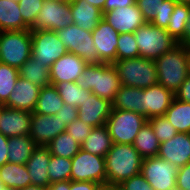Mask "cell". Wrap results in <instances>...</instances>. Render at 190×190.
Here are the masks:
<instances>
[{"mask_svg":"<svg viewBox=\"0 0 190 190\" xmlns=\"http://www.w3.org/2000/svg\"><path fill=\"white\" fill-rule=\"evenodd\" d=\"M143 158L132 144L113 143L105 156L106 186L120 185L140 173Z\"/></svg>","mask_w":190,"mask_h":190,"instance_id":"cell-1","label":"cell"},{"mask_svg":"<svg viewBox=\"0 0 190 190\" xmlns=\"http://www.w3.org/2000/svg\"><path fill=\"white\" fill-rule=\"evenodd\" d=\"M77 84L111 103L122 86L117 68L109 63L87 64Z\"/></svg>","mask_w":190,"mask_h":190,"instance_id":"cell-2","label":"cell"},{"mask_svg":"<svg viewBox=\"0 0 190 190\" xmlns=\"http://www.w3.org/2000/svg\"><path fill=\"white\" fill-rule=\"evenodd\" d=\"M188 59L189 49L179 44L159 56L154 61L158 83L176 93L188 76Z\"/></svg>","mask_w":190,"mask_h":190,"instance_id":"cell-3","label":"cell"},{"mask_svg":"<svg viewBox=\"0 0 190 190\" xmlns=\"http://www.w3.org/2000/svg\"><path fill=\"white\" fill-rule=\"evenodd\" d=\"M123 86L148 88L158 83L156 64L153 60L138 57L122 59L113 64Z\"/></svg>","mask_w":190,"mask_h":190,"instance_id":"cell-4","label":"cell"},{"mask_svg":"<svg viewBox=\"0 0 190 190\" xmlns=\"http://www.w3.org/2000/svg\"><path fill=\"white\" fill-rule=\"evenodd\" d=\"M134 37L140 57L153 61L178 45L166 29L156 27L150 22L139 27L134 32Z\"/></svg>","mask_w":190,"mask_h":190,"instance_id":"cell-5","label":"cell"},{"mask_svg":"<svg viewBox=\"0 0 190 190\" xmlns=\"http://www.w3.org/2000/svg\"><path fill=\"white\" fill-rule=\"evenodd\" d=\"M31 56V29L0 31V63L19 69Z\"/></svg>","mask_w":190,"mask_h":190,"instance_id":"cell-6","label":"cell"},{"mask_svg":"<svg viewBox=\"0 0 190 190\" xmlns=\"http://www.w3.org/2000/svg\"><path fill=\"white\" fill-rule=\"evenodd\" d=\"M146 122L147 118L142 114L112 108L106 126L113 143L133 144L139 130Z\"/></svg>","mask_w":190,"mask_h":190,"instance_id":"cell-7","label":"cell"},{"mask_svg":"<svg viewBox=\"0 0 190 190\" xmlns=\"http://www.w3.org/2000/svg\"><path fill=\"white\" fill-rule=\"evenodd\" d=\"M69 53L81 57L87 64L101 63L94 45L92 31L83 30L77 25H69L55 31Z\"/></svg>","mask_w":190,"mask_h":190,"instance_id":"cell-8","label":"cell"},{"mask_svg":"<svg viewBox=\"0 0 190 190\" xmlns=\"http://www.w3.org/2000/svg\"><path fill=\"white\" fill-rule=\"evenodd\" d=\"M71 162V181H92L106 186L105 157L80 149Z\"/></svg>","mask_w":190,"mask_h":190,"instance_id":"cell-9","label":"cell"},{"mask_svg":"<svg viewBox=\"0 0 190 190\" xmlns=\"http://www.w3.org/2000/svg\"><path fill=\"white\" fill-rule=\"evenodd\" d=\"M178 167L158 156L144 158L140 173L154 190H176Z\"/></svg>","mask_w":190,"mask_h":190,"instance_id":"cell-10","label":"cell"},{"mask_svg":"<svg viewBox=\"0 0 190 190\" xmlns=\"http://www.w3.org/2000/svg\"><path fill=\"white\" fill-rule=\"evenodd\" d=\"M73 24L69 1H44L31 30L58 31Z\"/></svg>","mask_w":190,"mask_h":190,"instance_id":"cell-11","label":"cell"},{"mask_svg":"<svg viewBox=\"0 0 190 190\" xmlns=\"http://www.w3.org/2000/svg\"><path fill=\"white\" fill-rule=\"evenodd\" d=\"M32 57L42 65L52 64L68 51L53 30H31Z\"/></svg>","mask_w":190,"mask_h":190,"instance_id":"cell-12","label":"cell"},{"mask_svg":"<svg viewBox=\"0 0 190 190\" xmlns=\"http://www.w3.org/2000/svg\"><path fill=\"white\" fill-rule=\"evenodd\" d=\"M66 126L65 122L55 115L32 112L30 136L37 146H47L58 134L65 132Z\"/></svg>","mask_w":190,"mask_h":190,"instance_id":"cell-13","label":"cell"},{"mask_svg":"<svg viewBox=\"0 0 190 190\" xmlns=\"http://www.w3.org/2000/svg\"><path fill=\"white\" fill-rule=\"evenodd\" d=\"M103 19L119 34L134 33L147 23L137 4L106 12Z\"/></svg>","mask_w":190,"mask_h":190,"instance_id":"cell-14","label":"cell"},{"mask_svg":"<svg viewBox=\"0 0 190 190\" xmlns=\"http://www.w3.org/2000/svg\"><path fill=\"white\" fill-rule=\"evenodd\" d=\"M94 45L101 63L114 64L117 61V45L119 33L103 18L92 31Z\"/></svg>","mask_w":190,"mask_h":190,"instance_id":"cell-15","label":"cell"},{"mask_svg":"<svg viewBox=\"0 0 190 190\" xmlns=\"http://www.w3.org/2000/svg\"><path fill=\"white\" fill-rule=\"evenodd\" d=\"M87 63L79 56L67 52L50 67V85L77 82Z\"/></svg>","mask_w":190,"mask_h":190,"instance_id":"cell-16","label":"cell"},{"mask_svg":"<svg viewBox=\"0 0 190 190\" xmlns=\"http://www.w3.org/2000/svg\"><path fill=\"white\" fill-rule=\"evenodd\" d=\"M31 112L6 107L0 108V133L6 137L30 135Z\"/></svg>","mask_w":190,"mask_h":190,"instance_id":"cell-17","label":"cell"},{"mask_svg":"<svg viewBox=\"0 0 190 190\" xmlns=\"http://www.w3.org/2000/svg\"><path fill=\"white\" fill-rule=\"evenodd\" d=\"M175 98V93L157 83L144 88L143 116L147 119L154 116H164Z\"/></svg>","mask_w":190,"mask_h":190,"instance_id":"cell-18","label":"cell"},{"mask_svg":"<svg viewBox=\"0 0 190 190\" xmlns=\"http://www.w3.org/2000/svg\"><path fill=\"white\" fill-rule=\"evenodd\" d=\"M158 157L178 168L190 162V133H177L171 140L160 143Z\"/></svg>","mask_w":190,"mask_h":190,"instance_id":"cell-19","label":"cell"},{"mask_svg":"<svg viewBox=\"0 0 190 190\" xmlns=\"http://www.w3.org/2000/svg\"><path fill=\"white\" fill-rule=\"evenodd\" d=\"M40 89L35 83H31L19 76L12 93L3 105L32 113L36 107Z\"/></svg>","mask_w":190,"mask_h":190,"instance_id":"cell-20","label":"cell"},{"mask_svg":"<svg viewBox=\"0 0 190 190\" xmlns=\"http://www.w3.org/2000/svg\"><path fill=\"white\" fill-rule=\"evenodd\" d=\"M77 109L80 120L92 127H98L106 124L112 103L92 93L91 96H86L83 104Z\"/></svg>","mask_w":190,"mask_h":190,"instance_id":"cell-21","label":"cell"},{"mask_svg":"<svg viewBox=\"0 0 190 190\" xmlns=\"http://www.w3.org/2000/svg\"><path fill=\"white\" fill-rule=\"evenodd\" d=\"M176 0H136L146 22L167 29Z\"/></svg>","mask_w":190,"mask_h":190,"instance_id":"cell-22","label":"cell"},{"mask_svg":"<svg viewBox=\"0 0 190 190\" xmlns=\"http://www.w3.org/2000/svg\"><path fill=\"white\" fill-rule=\"evenodd\" d=\"M50 158L51 153L47 146H37L33 150L25 164L30 175L31 185L49 186L48 165Z\"/></svg>","mask_w":190,"mask_h":190,"instance_id":"cell-23","label":"cell"},{"mask_svg":"<svg viewBox=\"0 0 190 190\" xmlns=\"http://www.w3.org/2000/svg\"><path fill=\"white\" fill-rule=\"evenodd\" d=\"M73 24L86 31H93L103 18L102 10L85 0L70 1Z\"/></svg>","mask_w":190,"mask_h":190,"instance_id":"cell-24","label":"cell"},{"mask_svg":"<svg viewBox=\"0 0 190 190\" xmlns=\"http://www.w3.org/2000/svg\"><path fill=\"white\" fill-rule=\"evenodd\" d=\"M31 29L20 14L18 1L0 0V31Z\"/></svg>","mask_w":190,"mask_h":190,"instance_id":"cell-25","label":"cell"},{"mask_svg":"<svg viewBox=\"0 0 190 190\" xmlns=\"http://www.w3.org/2000/svg\"><path fill=\"white\" fill-rule=\"evenodd\" d=\"M143 96L144 89L122 85L112 103V108L143 115Z\"/></svg>","mask_w":190,"mask_h":190,"instance_id":"cell-26","label":"cell"},{"mask_svg":"<svg viewBox=\"0 0 190 190\" xmlns=\"http://www.w3.org/2000/svg\"><path fill=\"white\" fill-rule=\"evenodd\" d=\"M113 142L109 134L106 124L98 127H93L88 137L81 145V149L105 157L112 148Z\"/></svg>","mask_w":190,"mask_h":190,"instance_id":"cell-27","label":"cell"},{"mask_svg":"<svg viewBox=\"0 0 190 190\" xmlns=\"http://www.w3.org/2000/svg\"><path fill=\"white\" fill-rule=\"evenodd\" d=\"M0 182L7 187L20 190L31 185L25 164L5 163L0 167Z\"/></svg>","mask_w":190,"mask_h":190,"instance_id":"cell-28","label":"cell"},{"mask_svg":"<svg viewBox=\"0 0 190 190\" xmlns=\"http://www.w3.org/2000/svg\"><path fill=\"white\" fill-rule=\"evenodd\" d=\"M37 147L30 135L8 138V162L26 164Z\"/></svg>","mask_w":190,"mask_h":190,"instance_id":"cell-29","label":"cell"},{"mask_svg":"<svg viewBox=\"0 0 190 190\" xmlns=\"http://www.w3.org/2000/svg\"><path fill=\"white\" fill-rule=\"evenodd\" d=\"M132 145L143 159L158 156L160 142L148 122L139 130Z\"/></svg>","mask_w":190,"mask_h":190,"instance_id":"cell-30","label":"cell"},{"mask_svg":"<svg viewBox=\"0 0 190 190\" xmlns=\"http://www.w3.org/2000/svg\"><path fill=\"white\" fill-rule=\"evenodd\" d=\"M19 76L40 88L50 85V67L42 65L32 56L19 68Z\"/></svg>","mask_w":190,"mask_h":190,"instance_id":"cell-31","label":"cell"},{"mask_svg":"<svg viewBox=\"0 0 190 190\" xmlns=\"http://www.w3.org/2000/svg\"><path fill=\"white\" fill-rule=\"evenodd\" d=\"M164 116L178 133H190V103L174 98Z\"/></svg>","mask_w":190,"mask_h":190,"instance_id":"cell-32","label":"cell"},{"mask_svg":"<svg viewBox=\"0 0 190 190\" xmlns=\"http://www.w3.org/2000/svg\"><path fill=\"white\" fill-rule=\"evenodd\" d=\"M63 105L64 101L59 96L57 88L53 85H48L40 89L33 113L56 115Z\"/></svg>","mask_w":190,"mask_h":190,"instance_id":"cell-33","label":"cell"},{"mask_svg":"<svg viewBox=\"0 0 190 190\" xmlns=\"http://www.w3.org/2000/svg\"><path fill=\"white\" fill-rule=\"evenodd\" d=\"M51 155L72 159L81 149V145L68 133L58 134L47 145Z\"/></svg>","mask_w":190,"mask_h":190,"instance_id":"cell-34","label":"cell"},{"mask_svg":"<svg viewBox=\"0 0 190 190\" xmlns=\"http://www.w3.org/2000/svg\"><path fill=\"white\" fill-rule=\"evenodd\" d=\"M59 96L64 104L79 107L83 104L86 96H91L92 91L80 87L77 82H62L56 84Z\"/></svg>","mask_w":190,"mask_h":190,"instance_id":"cell-35","label":"cell"},{"mask_svg":"<svg viewBox=\"0 0 190 190\" xmlns=\"http://www.w3.org/2000/svg\"><path fill=\"white\" fill-rule=\"evenodd\" d=\"M189 12L190 5L178 2L175 4L166 30L177 43L184 37V29L189 18Z\"/></svg>","mask_w":190,"mask_h":190,"instance_id":"cell-36","label":"cell"},{"mask_svg":"<svg viewBox=\"0 0 190 190\" xmlns=\"http://www.w3.org/2000/svg\"><path fill=\"white\" fill-rule=\"evenodd\" d=\"M71 167V159L51 155L48 165L50 184L70 180Z\"/></svg>","mask_w":190,"mask_h":190,"instance_id":"cell-37","label":"cell"},{"mask_svg":"<svg viewBox=\"0 0 190 190\" xmlns=\"http://www.w3.org/2000/svg\"><path fill=\"white\" fill-rule=\"evenodd\" d=\"M19 77V69L0 63V104L3 105L12 93Z\"/></svg>","mask_w":190,"mask_h":190,"instance_id":"cell-38","label":"cell"},{"mask_svg":"<svg viewBox=\"0 0 190 190\" xmlns=\"http://www.w3.org/2000/svg\"><path fill=\"white\" fill-rule=\"evenodd\" d=\"M138 57H140V55L134 33L119 34L117 45V61Z\"/></svg>","mask_w":190,"mask_h":190,"instance_id":"cell-39","label":"cell"},{"mask_svg":"<svg viewBox=\"0 0 190 190\" xmlns=\"http://www.w3.org/2000/svg\"><path fill=\"white\" fill-rule=\"evenodd\" d=\"M160 143L171 140L178 131L165 116H154L147 119Z\"/></svg>","mask_w":190,"mask_h":190,"instance_id":"cell-40","label":"cell"},{"mask_svg":"<svg viewBox=\"0 0 190 190\" xmlns=\"http://www.w3.org/2000/svg\"><path fill=\"white\" fill-rule=\"evenodd\" d=\"M44 0H19L20 14L23 21L31 28L35 24L37 15L42 8Z\"/></svg>","mask_w":190,"mask_h":190,"instance_id":"cell-41","label":"cell"},{"mask_svg":"<svg viewBox=\"0 0 190 190\" xmlns=\"http://www.w3.org/2000/svg\"><path fill=\"white\" fill-rule=\"evenodd\" d=\"M92 129V126L78 118L68 124L65 131L68 132L80 145H82Z\"/></svg>","mask_w":190,"mask_h":190,"instance_id":"cell-42","label":"cell"},{"mask_svg":"<svg viewBox=\"0 0 190 190\" xmlns=\"http://www.w3.org/2000/svg\"><path fill=\"white\" fill-rule=\"evenodd\" d=\"M119 186L124 190H154L141 173L124 180Z\"/></svg>","mask_w":190,"mask_h":190,"instance_id":"cell-43","label":"cell"},{"mask_svg":"<svg viewBox=\"0 0 190 190\" xmlns=\"http://www.w3.org/2000/svg\"><path fill=\"white\" fill-rule=\"evenodd\" d=\"M55 116L59 117L62 122L68 125L75 119H78V109L75 106L64 104Z\"/></svg>","mask_w":190,"mask_h":190,"instance_id":"cell-44","label":"cell"},{"mask_svg":"<svg viewBox=\"0 0 190 190\" xmlns=\"http://www.w3.org/2000/svg\"><path fill=\"white\" fill-rule=\"evenodd\" d=\"M176 186L177 189H190V162L178 169Z\"/></svg>","mask_w":190,"mask_h":190,"instance_id":"cell-45","label":"cell"},{"mask_svg":"<svg viewBox=\"0 0 190 190\" xmlns=\"http://www.w3.org/2000/svg\"><path fill=\"white\" fill-rule=\"evenodd\" d=\"M101 184L92 181H71L70 190H99Z\"/></svg>","mask_w":190,"mask_h":190,"instance_id":"cell-46","label":"cell"},{"mask_svg":"<svg viewBox=\"0 0 190 190\" xmlns=\"http://www.w3.org/2000/svg\"><path fill=\"white\" fill-rule=\"evenodd\" d=\"M175 98L190 103V76L181 84L180 88L175 93Z\"/></svg>","mask_w":190,"mask_h":190,"instance_id":"cell-47","label":"cell"},{"mask_svg":"<svg viewBox=\"0 0 190 190\" xmlns=\"http://www.w3.org/2000/svg\"><path fill=\"white\" fill-rule=\"evenodd\" d=\"M136 4V0H106L103 14L111 10Z\"/></svg>","mask_w":190,"mask_h":190,"instance_id":"cell-48","label":"cell"},{"mask_svg":"<svg viewBox=\"0 0 190 190\" xmlns=\"http://www.w3.org/2000/svg\"><path fill=\"white\" fill-rule=\"evenodd\" d=\"M8 162V137L0 133V167Z\"/></svg>","mask_w":190,"mask_h":190,"instance_id":"cell-49","label":"cell"},{"mask_svg":"<svg viewBox=\"0 0 190 190\" xmlns=\"http://www.w3.org/2000/svg\"><path fill=\"white\" fill-rule=\"evenodd\" d=\"M179 45H184L188 49H190V12L189 18L187 20L185 29H184V37L178 42Z\"/></svg>","mask_w":190,"mask_h":190,"instance_id":"cell-50","label":"cell"},{"mask_svg":"<svg viewBox=\"0 0 190 190\" xmlns=\"http://www.w3.org/2000/svg\"><path fill=\"white\" fill-rule=\"evenodd\" d=\"M47 190H70V180L49 184Z\"/></svg>","mask_w":190,"mask_h":190,"instance_id":"cell-51","label":"cell"},{"mask_svg":"<svg viewBox=\"0 0 190 190\" xmlns=\"http://www.w3.org/2000/svg\"><path fill=\"white\" fill-rule=\"evenodd\" d=\"M87 3H89L92 6L98 7L102 10L103 13V7L106 0H85Z\"/></svg>","mask_w":190,"mask_h":190,"instance_id":"cell-52","label":"cell"},{"mask_svg":"<svg viewBox=\"0 0 190 190\" xmlns=\"http://www.w3.org/2000/svg\"><path fill=\"white\" fill-rule=\"evenodd\" d=\"M20 190H47V187L38 185H28L27 187Z\"/></svg>","mask_w":190,"mask_h":190,"instance_id":"cell-53","label":"cell"},{"mask_svg":"<svg viewBox=\"0 0 190 190\" xmlns=\"http://www.w3.org/2000/svg\"><path fill=\"white\" fill-rule=\"evenodd\" d=\"M109 190H124V189L119 185H110Z\"/></svg>","mask_w":190,"mask_h":190,"instance_id":"cell-54","label":"cell"},{"mask_svg":"<svg viewBox=\"0 0 190 190\" xmlns=\"http://www.w3.org/2000/svg\"><path fill=\"white\" fill-rule=\"evenodd\" d=\"M178 3H183L186 5H190V0H176Z\"/></svg>","mask_w":190,"mask_h":190,"instance_id":"cell-55","label":"cell"},{"mask_svg":"<svg viewBox=\"0 0 190 190\" xmlns=\"http://www.w3.org/2000/svg\"><path fill=\"white\" fill-rule=\"evenodd\" d=\"M188 76H190V49H189V59H188Z\"/></svg>","mask_w":190,"mask_h":190,"instance_id":"cell-56","label":"cell"},{"mask_svg":"<svg viewBox=\"0 0 190 190\" xmlns=\"http://www.w3.org/2000/svg\"><path fill=\"white\" fill-rule=\"evenodd\" d=\"M0 190H16V189H13V188H10V187H7V186H4L2 189Z\"/></svg>","mask_w":190,"mask_h":190,"instance_id":"cell-57","label":"cell"},{"mask_svg":"<svg viewBox=\"0 0 190 190\" xmlns=\"http://www.w3.org/2000/svg\"><path fill=\"white\" fill-rule=\"evenodd\" d=\"M99 190H109V186H102Z\"/></svg>","mask_w":190,"mask_h":190,"instance_id":"cell-58","label":"cell"},{"mask_svg":"<svg viewBox=\"0 0 190 190\" xmlns=\"http://www.w3.org/2000/svg\"><path fill=\"white\" fill-rule=\"evenodd\" d=\"M4 187V185L0 182V189H2Z\"/></svg>","mask_w":190,"mask_h":190,"instance_id":"cell-59","label":"cell"}]
</instances>
